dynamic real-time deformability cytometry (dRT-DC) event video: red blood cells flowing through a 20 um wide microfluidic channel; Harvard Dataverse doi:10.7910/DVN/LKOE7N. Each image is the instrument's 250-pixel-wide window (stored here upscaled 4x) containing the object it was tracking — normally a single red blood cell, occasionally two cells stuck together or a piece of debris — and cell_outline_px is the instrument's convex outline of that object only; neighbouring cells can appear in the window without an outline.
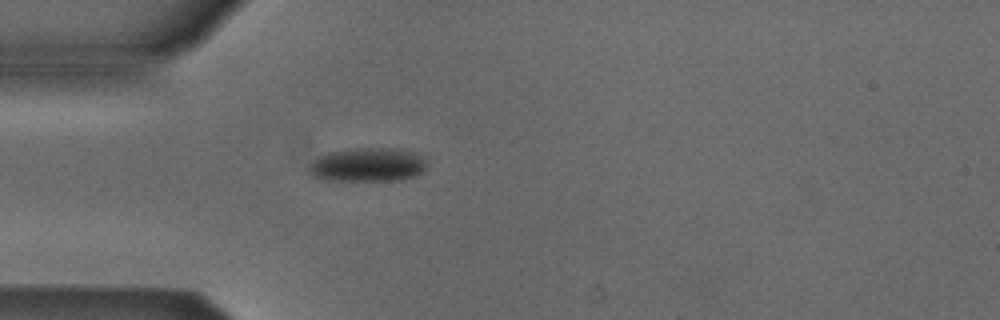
{"species": "Egyptian fruit bat (a non-hibernating species)", "species_latin": "Rousettus aegyptiacus", "temperature_condition": "cold", "stored_images_in_passage": 1, "camera_frame_rate_fps": 3000, "um_per_image_px": 0.085, "animal": {"sex": "male"}, "frame": {"image": 1, "passage_image": 1, "time_ms": 0.0, "image_size_px": [1000, 320], "cell_outline_px": [[424, 168], [416, 176], [396, 180], [328, 180], [312, 176], [308, 172], [308, 168], [320, 156], [328, 152], [356, 148], [400, 148], [420, 156], [424, 160]], "centroid_in_image_um": [31.22, 14.0], "position_along_channel_um": 53.8, "area_um2": 22.83}}